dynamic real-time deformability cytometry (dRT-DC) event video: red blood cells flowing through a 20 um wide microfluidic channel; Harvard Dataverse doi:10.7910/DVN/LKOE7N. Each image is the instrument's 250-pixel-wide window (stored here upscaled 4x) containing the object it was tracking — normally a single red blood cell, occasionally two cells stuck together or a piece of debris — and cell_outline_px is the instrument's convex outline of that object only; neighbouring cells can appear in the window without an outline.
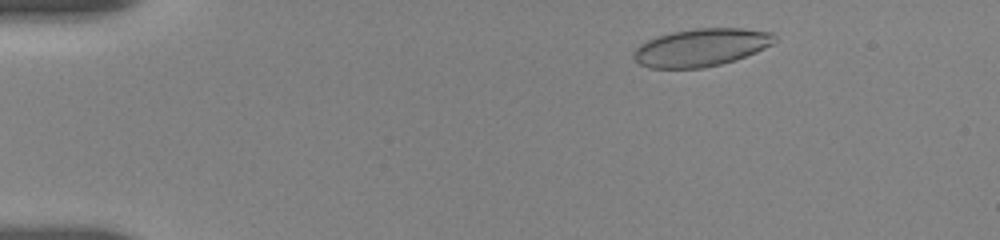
{"species": "human", "species_latin": "Homo sapiens", "temperature_condition": "room temperature", "stored_images_in_passage": 35, "camera_frame_rate_fps": 3000, "um_per_image_px": 0.085, "donor": {"sex": "female"}, "frame": {"image": 1, "passage_image": 11, "time_ms": 1.667, "image_size_px": [1000, 240], "cell_outline_px": [[776, 40], [772, 44], [756, 52], [720, 64], [704, 68], [648, 68], [640, 64], [632, 56], [632, 52], [640, 44], [656, 36], [672, 32], [696, 28], [744, 28], [772, 32], [776, 36]], "centroid_in_image_um": [59.58, 4.03], "position_along_channel_um": 25.4, "area_um2": 30.98}}
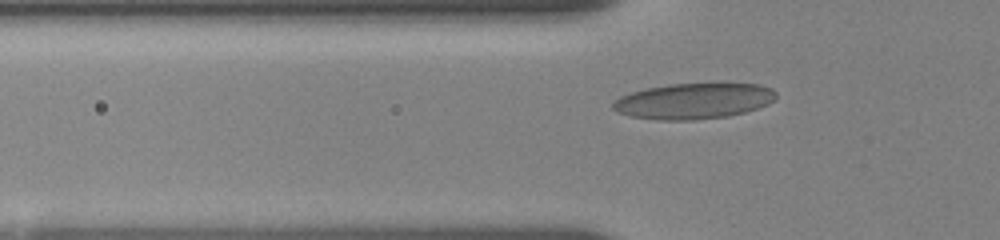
{"frame": {"image": 2, "passage_image": 26, "time_ms": 5.0, "image_size_px": [1000, 240], "cell_outline_px": [[776, 96], [768, 104], [744, 112], [728, 116], [696, 120], [656, 120], [632, 116], [616, 112], [612, 108], [612, 104], [620, 96], [632, 92], [648, 88], [668, 84], [716, 80], [724, 80], [760, 84], [772, 88], [776, 92]], "centroid_in_image_um": [59.03, 8.53], "position_along_channel_um": 66.8, "area_um2": 35.26}}
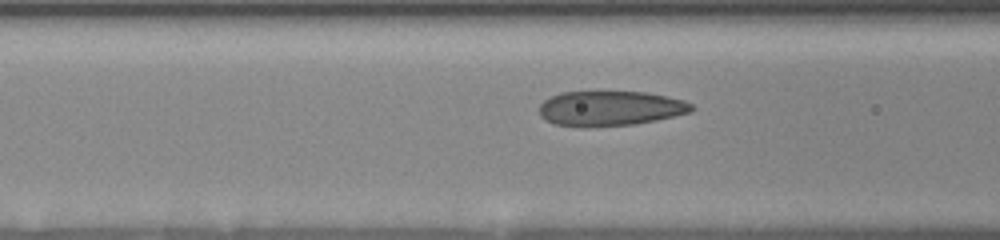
{"frame": {"image": 3, "passage_image": 34, "time_ms": 6.333, "image_size_px": [1000, 240], "cell_outline_px": [[696, 108], [692, 112], [656, 120], [636, 124], [592, 128], [584, 128], [556, 124], [544, 120], [540, 116], [540, 104], [544, 100], [560, 92], [644, 92], [684, 100], [692, 104]], "centroid_in_image_um": [51.86, 9.23], "position_along_channel_um": 114.7, "area_um2": 31.33}}